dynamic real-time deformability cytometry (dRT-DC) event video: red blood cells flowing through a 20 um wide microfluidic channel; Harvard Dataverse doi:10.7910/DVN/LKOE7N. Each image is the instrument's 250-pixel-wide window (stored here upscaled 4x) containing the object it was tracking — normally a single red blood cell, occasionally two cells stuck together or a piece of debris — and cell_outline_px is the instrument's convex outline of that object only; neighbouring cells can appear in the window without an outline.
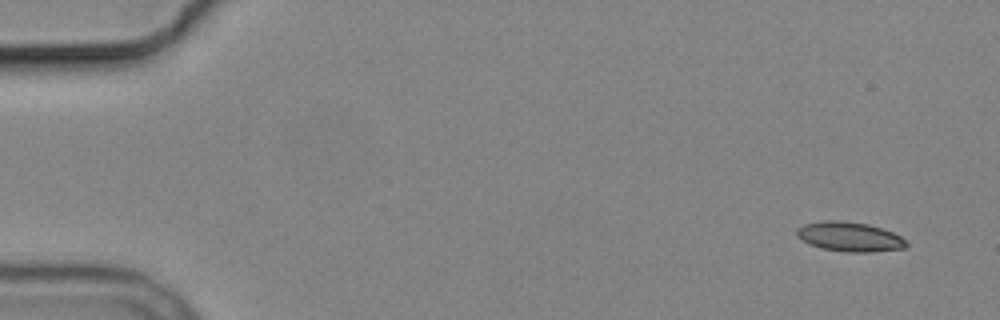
{"species": "common noctule bat (a hibernating species)", "species_latin": "Nyctalus noctula", "temperature_condition": "cold", "stored_images_in_passage": 5, "camera_frame_rate_fps": 3000, "um_per_image_px": 0.085, "animal": {"sex": "male", "body_mass_g": 19.2, "forearm_length_mm": 51.8}, "frame": {"image": 1, "passage_image": 1, "time_ms": 0.0, "image_size_px": [1000, 320], "cell_outline_px": [[908, 244], [904, 248], [868, 252], [844, 252], [820, 248], [808, 244], [800, 240], [796, 236], [796, 228], [804, 224], [824, 220], [840, 220], [868, 224], [892, 232], [900, 236]], "centroid_in_image_um": [72.14, 20.12], "position_along_channel_um": 12.9, "area_um2": 18.96}}
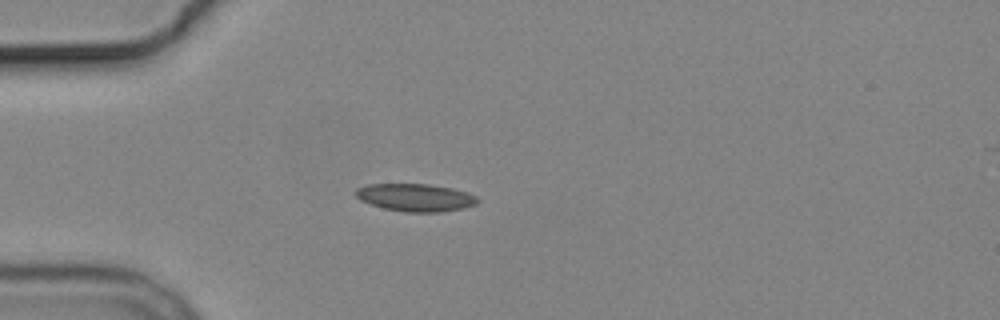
{"frame": {"image": 2, "passage_image": 4, "time_ms": 4.333, "image_size_px": [1000, 320], "cell_outline_px": [[480, 200], [476, 204], [464, 208], [440, 212], [404, 212], [384, 208], [368, 204], [360, 200], [356, 196], [356, 188], [368, 184], [428, 184], [452, 188], [468, 192], [476, 196]], "centroid_in_image_um": [35.32, 16.79], "position_along_channel_um": 49.7, "area_um2": 19.77}}